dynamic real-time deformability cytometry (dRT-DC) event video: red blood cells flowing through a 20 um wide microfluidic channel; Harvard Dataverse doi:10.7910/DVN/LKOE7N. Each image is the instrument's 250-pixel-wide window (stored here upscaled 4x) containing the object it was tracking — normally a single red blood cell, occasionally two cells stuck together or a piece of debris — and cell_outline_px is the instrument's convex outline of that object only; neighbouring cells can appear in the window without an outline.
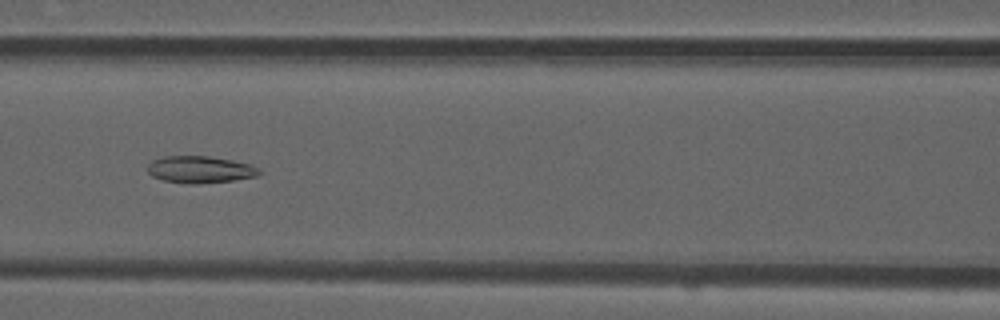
{"species": "common noctule bat (a hibernating species)", "species_latin": "Nyctalus noctula", "temperature_condition": "room temperature", "stored_images_in_passage": 38, "camera_frame_rate_fps": 3000, "um_per_image_px": 0.085, "animal": {"sex": "male", "forearm_length_mm": 52.5}, "frame": {"image": 1, "passage_image": 8, "time_ms": 2.333, "image_size_px": [1000, 320], "cell_outline_px": [[260, 172], [256, 176], [232, 180], [196, 184], [164, 180], [152, 176], [148, 172], [148, 164], [152, 160], [164, 156], [208, 156], [232, 160], [248, 164], [260, 168]], "centroid_in_image_um": [16.99, 14.4], "position_along_channel_um": 149.6, "area_um2": 17.28}}
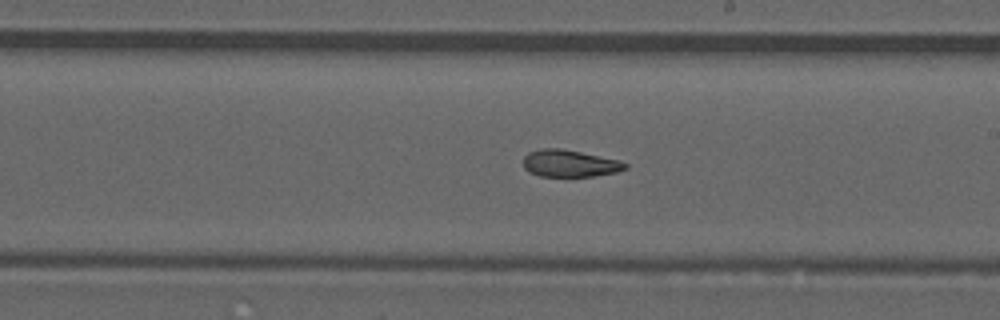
{"frame": {"image": 2, "passage_image": 15, "time_ms": 4.667, "image_size_px": [1000, 320], "cell_outline_px": [[628, 168], [616, 172], [592, 176], [540, 176], [528, 172], [524, 168], [524, 156], [528, 152], [544, 148], [560, 148], [620, 160], [628, 164]], "centroid_in_image_um": [48.42, 13.89], "position_along_channel_um": 240.6, "area_um2": 16.01}}
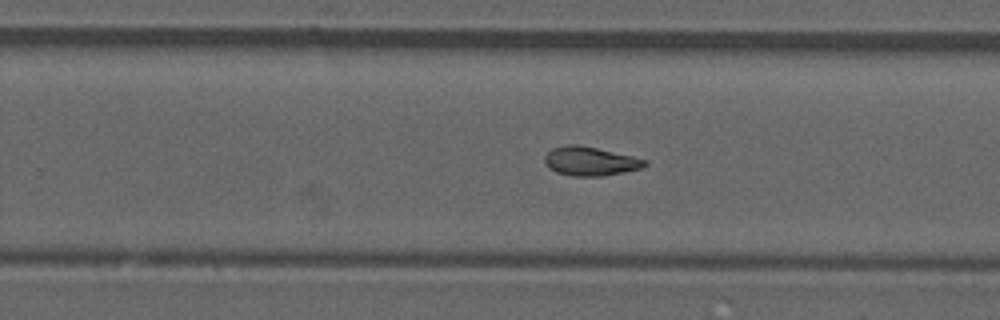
{"frame": {"image": 3, "passage_image": 18, "time_ms": 5.667, "image_size_px": [1000, 320], "cell_outline_px": [[648, 164], [644, 168], [604, 176], [572, 176], [556, 172], [548, 168], [544, 160], [544, 156], [552, 148], [568, 144], [576, 144], [596, 148], [632, 156], [648, 160]], "centroid_in_image_um": [50.18, 13.71], "position_along_channel_um": 279.6, "area_um2": 16.99}}